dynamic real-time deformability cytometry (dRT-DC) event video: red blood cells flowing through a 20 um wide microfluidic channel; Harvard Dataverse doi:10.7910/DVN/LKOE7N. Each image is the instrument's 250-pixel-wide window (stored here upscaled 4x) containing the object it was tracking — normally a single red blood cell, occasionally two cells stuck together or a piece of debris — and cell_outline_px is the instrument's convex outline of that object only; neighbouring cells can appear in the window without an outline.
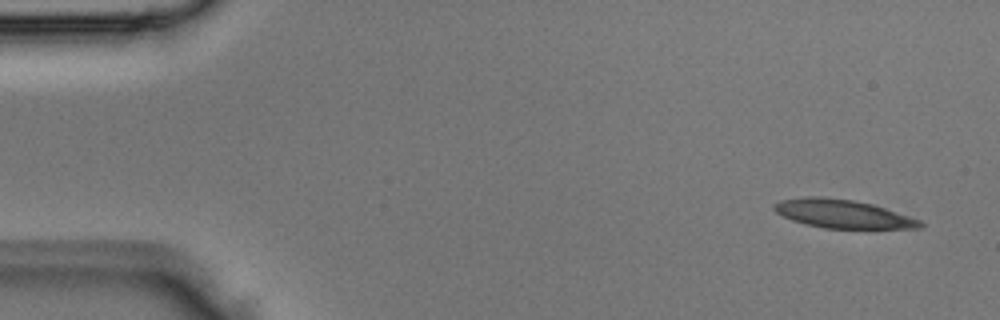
{"species": "Egyptian fruit bat (a non-hibernating species)", "species_latin": "Rousettus aegyptiacus", "temperature_condition": "room temperature", "stored_images_in_passage": 3, "camera_frame_rate_fps": 3000, "um_per_image_px": 0.085, "animal": {"sex": "male"}, "frame": {"image": 1, "passage_image": 1, "time_ms": 0.0, "image_size_px": [1000, 320], "cell_outline_px": [[924, 224], [920, 228], [824, 228], [792, 220], [776, 212], [772, 208], [772, 204], [780, 200], [804, 196], [820, 196], [852, 200], [872, 204], [920, 220]], "centroid_in_image_um": [71.58, 18.16], "position_along_channel_um": 13.4, "area_um2": 23.93}}
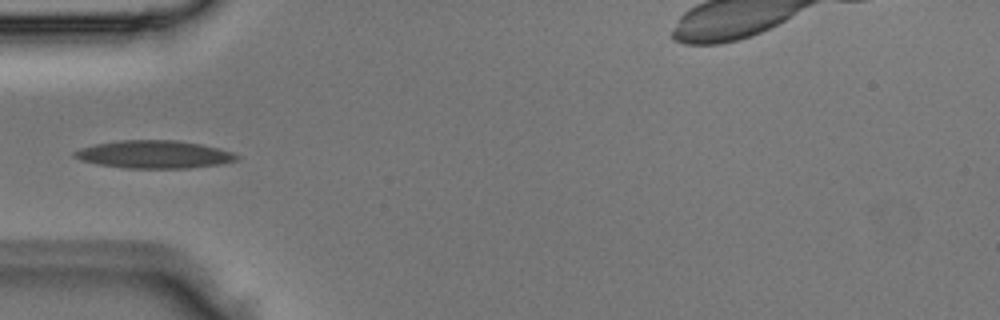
{"frame": {"image": 2, "passage_image": 3, "time_ms": 0.667, "image_size_px": [1000, 320], "cell_outline_px": [[240, 156], [236, 160], [220, 164], [188, 168], [124, 168], [96, 164], [80, 160], [72, 156], [72, 152], [96, 144], [120, 140], [176, 140], [200, 144], [220, 148], [232, 152]], "centroid_in_image_um": [13.1, 13.13], "position_along_channel_um": 71.9, "area_um2": 26.24}}